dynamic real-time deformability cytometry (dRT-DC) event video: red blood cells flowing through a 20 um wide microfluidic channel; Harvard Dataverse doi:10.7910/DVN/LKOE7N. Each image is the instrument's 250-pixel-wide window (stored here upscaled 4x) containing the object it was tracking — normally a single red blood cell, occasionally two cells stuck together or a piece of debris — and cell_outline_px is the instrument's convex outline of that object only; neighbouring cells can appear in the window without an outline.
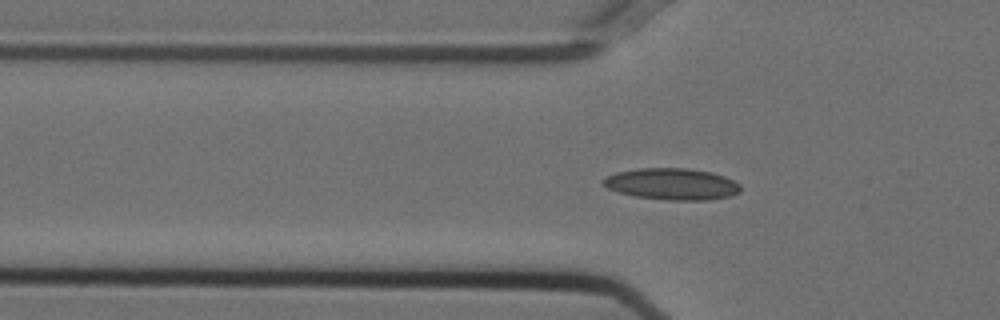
{"species": "Egyptian fruit bat (a non-hibernating species)", "species_latin": "Rousettus aegyptiacus", "temperature_condition": "cold", "stored_images_in_passage": 45, "camera_frame_rate_fps": 3000, "um_per_image_px": 0.085, "animal": {"sex": "female"}, "frame": {"image": 1, "passage_image": 8, "time_ms": 2.333, "image_size_px": [1000, 320], "cell_outline_px": [[740, 192], [732, 196], [708, 200], [668, 200], [636, 196], [620, 192], [608, 188], [600, 184], [600, 180], [616, 172], [640, 168], [688, 168], [712, 172], [724, 176], [740, 184]], "centroid_in_image_um": [57.12, 15.64], "position_along_channel_um": 68.7, "area_um2": 25.32}}
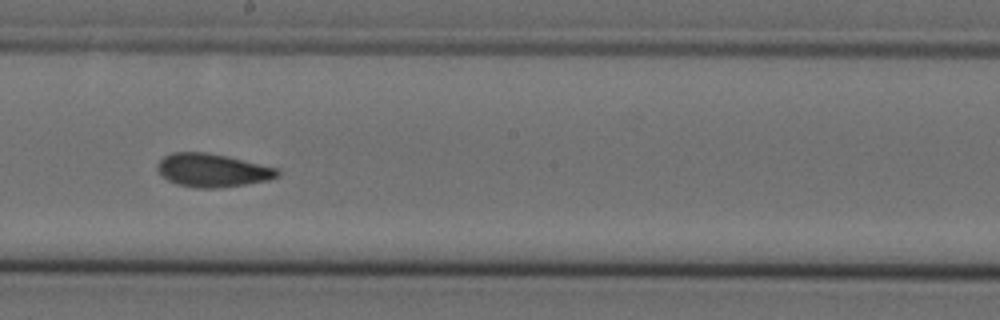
{"frame": {"image": 2, "passage_image": 21, "time_ms": 6.667, "image_size_px": [1000, 320], "cell_outline_px": [[280, 176], [268, 180], [244, 184], [216, 188], [196, 188], [176, 184], [168, 180], [156, 168], [156, 164], [164, 156], [172, 152], [204, 152], [228, 156], [280, 168]], "centroid_in_image_um": [18.08, 14.47], "position_along_channel_um": 230.1, "area_um2": 23.41}}
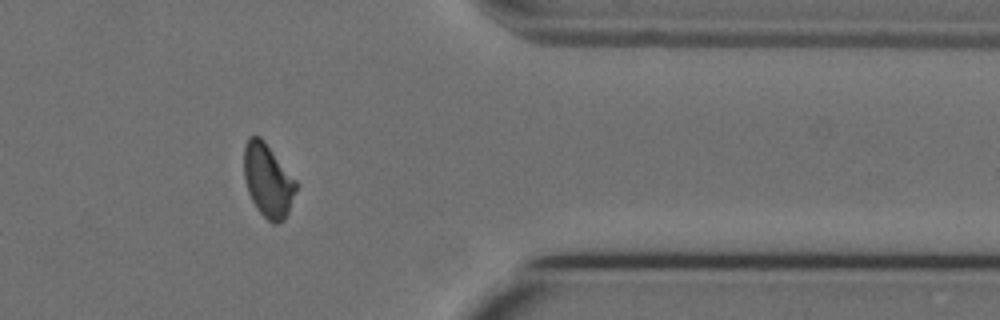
{"frame": {"image": 3, "passage_image": 35, "time_ms": 11.333, "image_size_px": [1000, 320], "cell_outline_px": [[300, 184], [288, 212], [284, 220], [276, 224], [272, 224], [256, 208], [248, 192], [244, 176], [244, 148], [248, 136], [260, 136], [264, 140]], "centroid_in_image_um": [22.8, 15.34], "position_along_channel_um": 388.6, "area_um2": 22.54}, "authors_computed_cell_mechanics": {"area_um2": 22.7154, "velocity_mm_per_s": 3.7268, "shape_relaxation_time_tau1_ms": null, "shape_relaxation_time_tau2_ms": 2.0073, "deformation_change_tau1": null, "deformation_change_tau2": 0.0766}}